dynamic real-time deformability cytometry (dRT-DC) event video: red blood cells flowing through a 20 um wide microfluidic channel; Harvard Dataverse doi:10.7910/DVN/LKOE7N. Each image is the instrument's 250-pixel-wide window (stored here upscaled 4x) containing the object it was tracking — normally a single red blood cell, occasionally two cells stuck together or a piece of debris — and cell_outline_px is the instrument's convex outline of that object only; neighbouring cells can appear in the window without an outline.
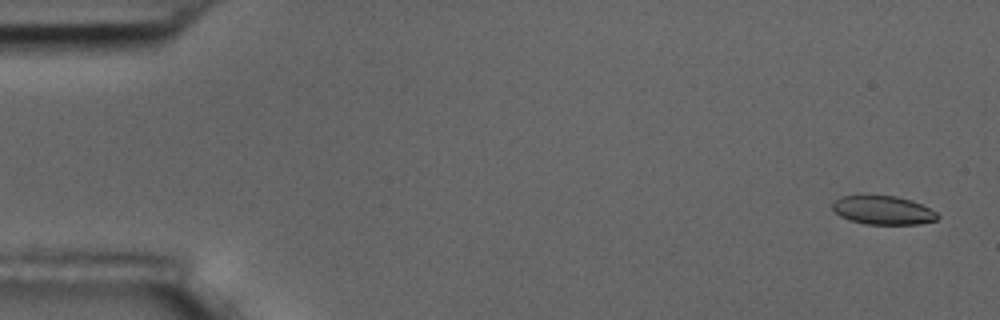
{"species": "common noctule bat (a hibernating species)", "species_latin": "Nyctalus noctula", "temperature_condition": "room temperature", "stored_images_in_passage": 5, "camera_frame_rate_fps": 3000, "um_per_image_px": 0.085, "animal": {"sex": "male", "body_mass_g": 17.5, "forearm_length_mm": 52.3}, "frame": {"image": 1, "passage_image": 1, "time_ms": 0.0, "image_size_px": [1000, 320], "cell_outline_px": [[940, 216], [936, 220], [920, 224], [864, 224], [848, 220], [840, 216], [832, 208], [832, 204], [840, 196], [896, 196], [912, 200], [936, 212]], "centroid_in_image_um": [75.06, 17.88], "position_along_channel_um": 9.9, "area_um2": 17.46}}
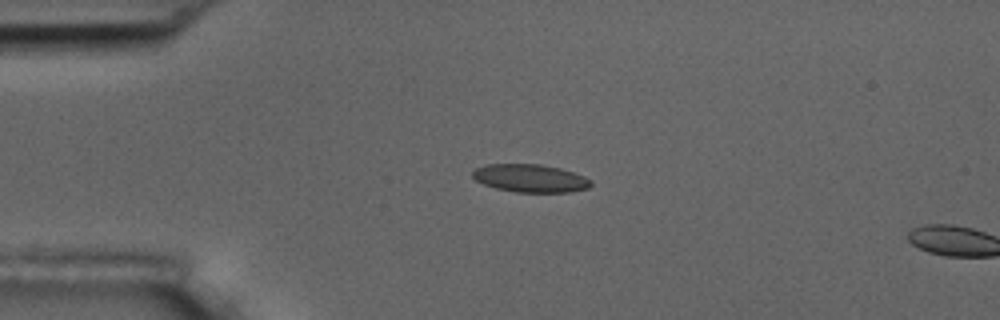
{"frame": {"image": 2, "passage_image": 4, "time_ms": 3.667, "image_size_px": [1000, 320], "cell_outline_px": [[592, 184], [588, 188], [568, 192], [516, 192], [496, 188], [484, 184], [476, 180], [472, 176], [472, 172], [476, 168], [484, 164], [540, 164], [560, 168], [584, 176], [592, 180]], "centroid_in_image_um": [45.07, 15.14], "position_along_channel_um": 39.9, "area_um2": 19.25}}